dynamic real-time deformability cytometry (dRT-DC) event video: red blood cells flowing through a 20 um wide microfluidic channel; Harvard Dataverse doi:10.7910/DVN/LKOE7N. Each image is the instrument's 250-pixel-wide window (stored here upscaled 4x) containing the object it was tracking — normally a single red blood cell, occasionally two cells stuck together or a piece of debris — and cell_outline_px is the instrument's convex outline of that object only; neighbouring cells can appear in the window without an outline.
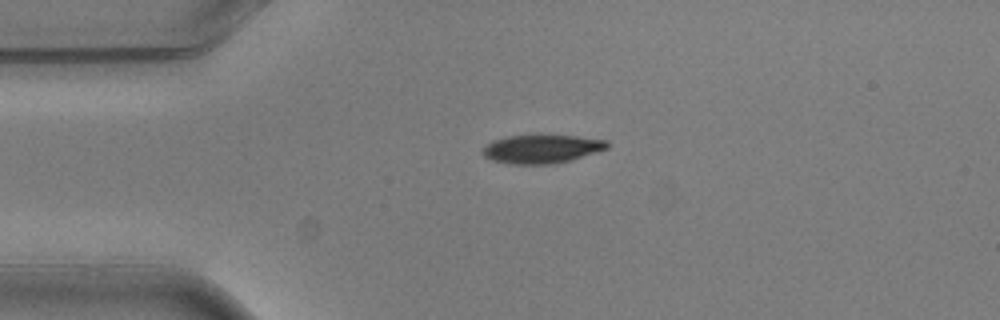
{"species": "common noctule bat (a hibernating species)", "species_latin": "Nyctalus noctula", "temperature_condition": "warm", "stored_images_in_passage": 2, "camera_frame_rate_fps": 3000, "um_per_image_px": 0.085, "animal": {"sex": "male", "body_mass_g": 20.5, "forearm_length_mm": 52.5}, "frame": {"image": 1, "passage_image": 1, "time_ms": 0.0, "image_size_px": [1000, 320], "cell_outline_px": [[608, 148], [572, 160], [556, 164], [508, 164], [492, 160], [484, 156], [480, 152], [492, 140], [508, 136], [576, 136], [608, 140]], "centroid_in_image_um": [46.04, 12.68], "position_along_channel_um": 39.0, "area_um2": 20.63}}